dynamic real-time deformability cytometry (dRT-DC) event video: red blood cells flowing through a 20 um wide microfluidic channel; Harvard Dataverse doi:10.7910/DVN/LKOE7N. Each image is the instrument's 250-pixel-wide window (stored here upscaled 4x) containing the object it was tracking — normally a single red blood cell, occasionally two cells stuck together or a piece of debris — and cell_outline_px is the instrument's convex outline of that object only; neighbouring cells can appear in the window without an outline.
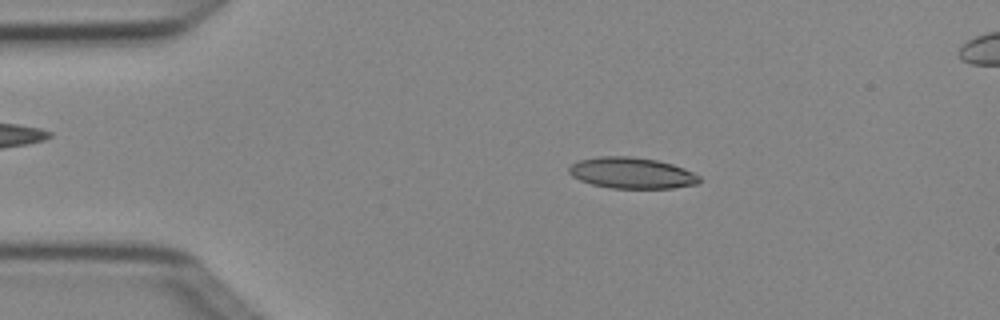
{"species": "Egyptian fruit bat (a non-hibernating species)", "species_latin": "Rousettus aegyptiacus", "temperature_condition": "cold", "stored_images_in_passage": 2, "camera_frame_rate_fps": 3000, "um_per_image_px": 0.085, "animal": {"sex": "female"}, "frame": {"image": 1, "passage_image": 1, "time_ms": 0.0, "image_size_px": [1000, 320], "cell_outline_px": [[700, 180], [696, 184], [672, 188], [612, 188], [592, 184], [580, 180], [572, 176], [568, 172], [568, 168], [572, 164], [580, 160], [600, 156], [628, 156], [656, 160], [672, 164], [684, 168], [700, 176]], "centroid_in_image_um": [53.69, 14.7], "position_along_channel_um": 31.3, "area_um2": 23.47}}